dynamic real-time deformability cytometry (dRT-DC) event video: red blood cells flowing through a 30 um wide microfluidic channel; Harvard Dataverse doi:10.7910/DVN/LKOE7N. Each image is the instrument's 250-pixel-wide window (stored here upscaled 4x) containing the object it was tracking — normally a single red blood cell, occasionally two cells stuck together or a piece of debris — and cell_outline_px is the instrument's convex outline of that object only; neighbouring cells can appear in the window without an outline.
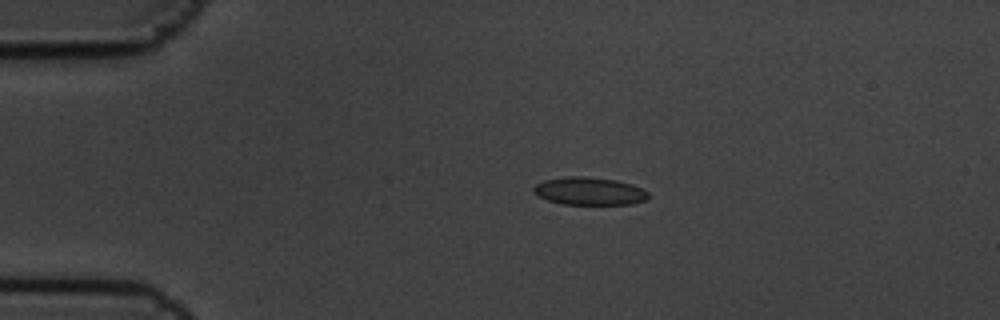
{"species": "common noctule bat (a hibernating species)", "species_latin": "Nyctalus noctula", "temperature_condition": "cold", "stored_images_in_passage": 12, "camera_frame_rate_fps": 3000, "um_per_image_px": 0.085, "animal": {"sex": "male", "body_mass_g": 19.5, "forearm_length_mm": 54.6}, "frame": {"image": 1, "passage_image": 4, "time_ms": 1.0, "image_size_px": [1000, 320], "cell_outline_px": [[648, 196], [644, 200], [632, 204], [564, 204], [548, 200], [532, 192], [532, 188], [536, 184], [544, 180], [568, 176], [584, 176], [616, 180], [632, 184], [648, 192]], "centroid_in_image_um": [50.07, 16.24], "position_along_channel_um": 34.9, "area_um2": 18.44}}
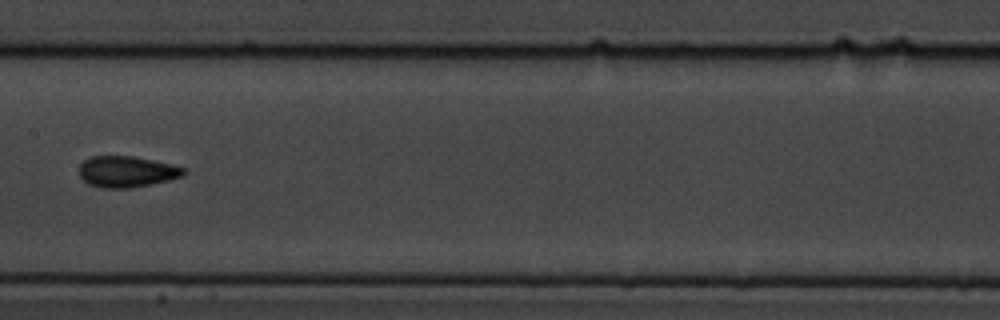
{"frame": {"image": 2, "passage_image": 9, "time_ms": 2.667, "image_size_px": [1000, 320], "cell_outline_px": [[188, 172], [184, 176], [152, 184], [128, 188], [100, 188], [88, 184], [80, 176], [80, 164], [84, 160], [92, 156], [132, 156], [172, 164], [184, 168]], "centroid_in_image_um": [10.79, 14.59], "position_along_channel_um": 196.6, "area_um2": 19.02}}
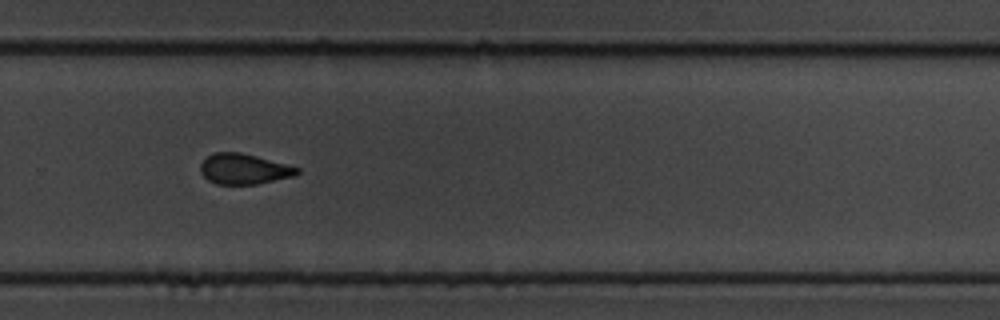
{"frame": {"image": 3, "passage_image": 12, "time_ms": 3.667, "image_size_px": [1000, 320], "cell_outline_px": [[300, 172], [296, 176], [256, 184], [216, 184], [208, 180], [200, 172], [200, 164], [212, 152], [240, 152], [256, 156], [300, 168]], "centroid_in_image_um": [20.73, 14.36], "position_along_channel_um": 309.1, "area_um2": 17.17}}